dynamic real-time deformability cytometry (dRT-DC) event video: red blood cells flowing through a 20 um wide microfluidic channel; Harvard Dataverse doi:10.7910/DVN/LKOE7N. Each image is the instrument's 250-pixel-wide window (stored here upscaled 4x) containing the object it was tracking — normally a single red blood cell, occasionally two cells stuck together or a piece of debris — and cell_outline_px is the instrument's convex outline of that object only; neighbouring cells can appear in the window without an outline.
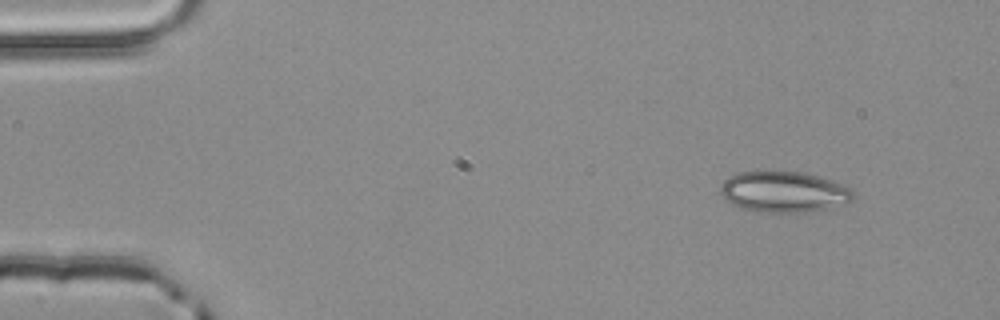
{"species": "common noctule bat (a hibernating species)", "species_latin": "Nyctalus noctula", "temperature_condition": "room temperature", "stored_images_in_passage": 3, "camera_frame_rate_fps": 3000, "um_per_image_px": 0.085, "animal": {"sex": "male", "body_mass_g": 20.4}, "frame": {"image": 1, "passage_image": 1, "time_ms": 0.0, "image_size_px": [1000, 320], "cell_outline_px": [[856, 196], [852, 200], [812, 212], [756, 212], [732, 204], [724, 200], [720, 192], [720, 188], [724, 180], [728, 176], [740, 172], [800, 172], [832, 180], [852, 188], [856, 192]], "centroid_in_image_um": [66.62, 16.31], "position_along_channel_um": 18.4, "area_um2": 31.56}}